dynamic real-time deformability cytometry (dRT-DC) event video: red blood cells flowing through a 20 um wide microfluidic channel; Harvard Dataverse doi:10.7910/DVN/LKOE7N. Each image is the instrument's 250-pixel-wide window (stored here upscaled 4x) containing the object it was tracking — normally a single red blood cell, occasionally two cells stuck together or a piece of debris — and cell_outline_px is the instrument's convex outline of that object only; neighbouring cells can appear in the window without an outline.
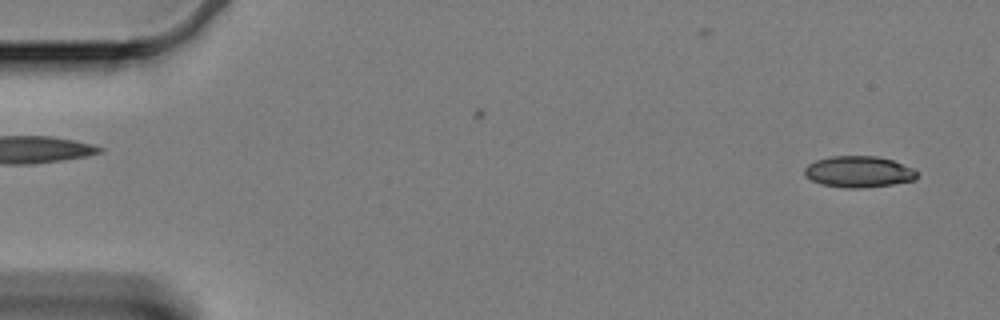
{"species": "Egyptian fruit bat (a non-hibernating species)", "species_latin": "Rousettus aegyptiacus", "temperature_condition": "cold", "stored_images_in_passage": 16, "camera_frame_rate_fps": 3000, "um_per_image_px": 0.085, "animal": {"sex": "female"}, "frame": {"image": 1, "passage_image": 3, "time_ms": 0.667, "image_size_px": [1000, 320], "cell_outline_px": [[920, 172], [916, 180], [892, 184], [864, 188], [844, 188], [820, 184], [804, 176], [804, 168], [808, 164], [816, 160], [832, 156], [876, 156], [892, 160], [912, 168]], "centroid_in_image_um": [72.99, 14.61], "position_along_channel_um": 12.0, "area_um2": 20.69}}